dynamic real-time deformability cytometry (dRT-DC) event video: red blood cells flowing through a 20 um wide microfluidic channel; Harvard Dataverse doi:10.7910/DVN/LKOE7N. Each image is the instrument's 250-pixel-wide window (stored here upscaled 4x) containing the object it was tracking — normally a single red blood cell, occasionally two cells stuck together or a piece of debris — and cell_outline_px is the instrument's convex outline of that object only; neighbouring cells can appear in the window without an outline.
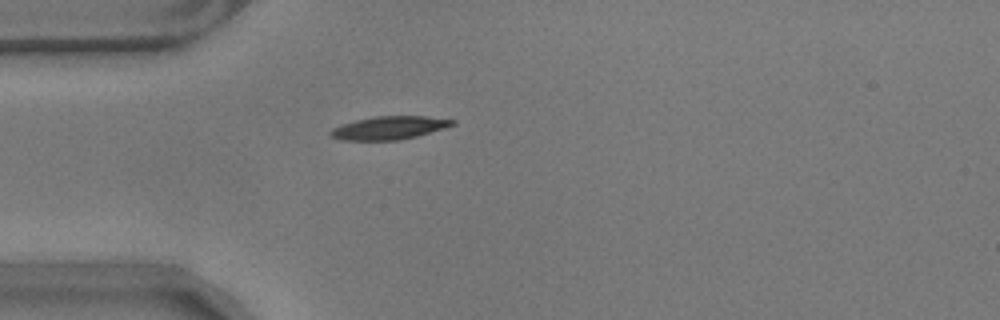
{"species": "common noctule bat (a hibernating species)", "species_latin": "Nyctalus noctula", "temperature_condition": "warm", "stored_images_in_passage": 42, "camera_frame_rate_fps": 3000, "um_per_image_px": 0.085, "animal": {"sex": "male", "body_mass_g": 17.9}, "frame": {"image": 1, "passage_image": 1, "time_ms": 0.0, "image_size_px": [1000, 320], "cell_outline_px": [[456, 124], [444, 128], [416, 136], [400, 140], [340, 140], [332, 136], [328, 132], [332, 128], [356, 120], [376, 116], [424, 116], [456, 120]], "centroid_in_image_um": [33.09, 10.86], "position_along_channel_um": 51.9, "area_um2": 16.3}}
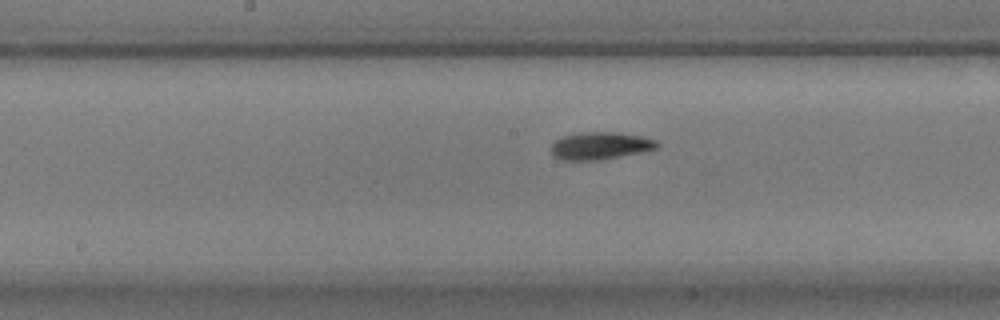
{"frame": {"image": 2, "passage_image": 14, "time_ms": 4.333, "image_size_px": [1000, 320], "cell_outline_px": [[660, 144], [656, 148], [640, 152], [600, 160], [564, 160], [556, 156], [552, 152], [552, 144], [556, 140], [564, 136], [580, 132], [620, 132], [640, 136], [656, 140]], "centroid_in_image_um": [51.04, 12.38], "position_along_channel_um": 197.2, "area_um2": 16.7}}
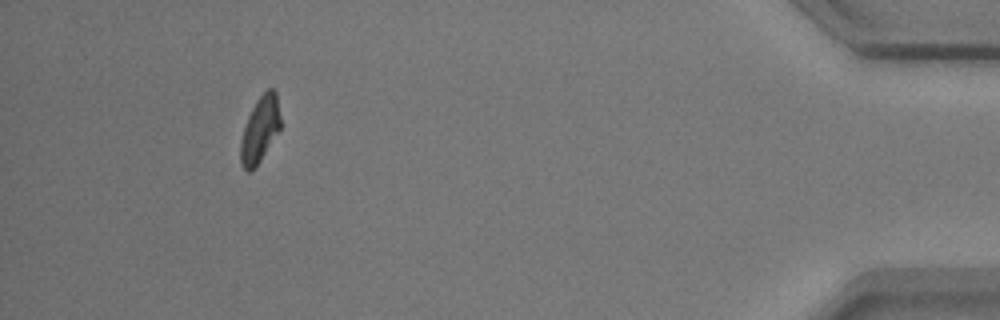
{"frame": {"image": 3, "passage_image": 38, "time_ms": 12.333, "image_size_px": [1000, 320], "cell_outline_px": [[280, 128], [260, 160], [252, 172], [248, 172], [240, 164], [240, 140], [248, 116], [256, 100], [268, 88], [272, 88], [276, 92], [280, 116]], "centroid_in_image_um": [22.07, 11.01], "position_along_channel_um": 413.1, "area_um2": 15.14}, "authors_computed_cell_mechanics": {"area_um2": 16.184, "velocity_mm_per_s": 3.5104, "shape_relaxation_time_tau1_ms": 3.6705, "shape_relaxation_time_tau2_ms": 4.5353, "deformation_change_tau1": 0.1286, "deformation_change_tau2": 0.0915}}